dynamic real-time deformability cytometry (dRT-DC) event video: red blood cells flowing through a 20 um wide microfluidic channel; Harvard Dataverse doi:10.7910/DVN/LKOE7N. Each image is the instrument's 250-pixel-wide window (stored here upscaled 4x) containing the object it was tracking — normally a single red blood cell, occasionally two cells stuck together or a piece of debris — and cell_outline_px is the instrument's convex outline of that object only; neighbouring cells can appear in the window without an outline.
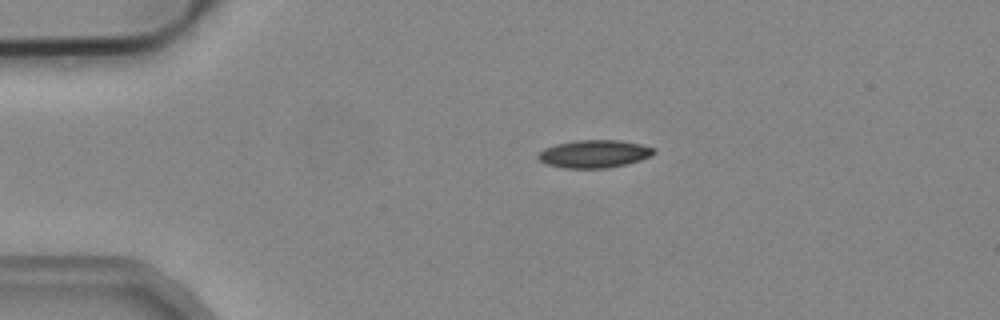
{"species": "common noctule bat (a hibernating species)", "species_latin": "Nyctalus noctula", "temperature_condition": "cold", "stored_images_in_passage": 2, "camera_frame_rate_fps": 3000, "um_per_image_px": 0.085, "animal": {"sex": "male", "body_mass_g": 19.2, "forearm_length_mm": 51.8}, "frame": {"image": 1, "passage_image": 1, "time_ms": 0.0, "image_size_px": [1000, 320], "cell_outline_px": [[656, 152], [652, 156], [640, 160], [608, 168], [564, 168], [544, 164], [536, 156], [544, 148], [556, 144], [576, 140], [616, 140], [640, 144], [656, 148]], "centroid_in_image_um": [50.5, 13.08], "position_along_channel_um": 34.5, "area_um2": 18.79}}